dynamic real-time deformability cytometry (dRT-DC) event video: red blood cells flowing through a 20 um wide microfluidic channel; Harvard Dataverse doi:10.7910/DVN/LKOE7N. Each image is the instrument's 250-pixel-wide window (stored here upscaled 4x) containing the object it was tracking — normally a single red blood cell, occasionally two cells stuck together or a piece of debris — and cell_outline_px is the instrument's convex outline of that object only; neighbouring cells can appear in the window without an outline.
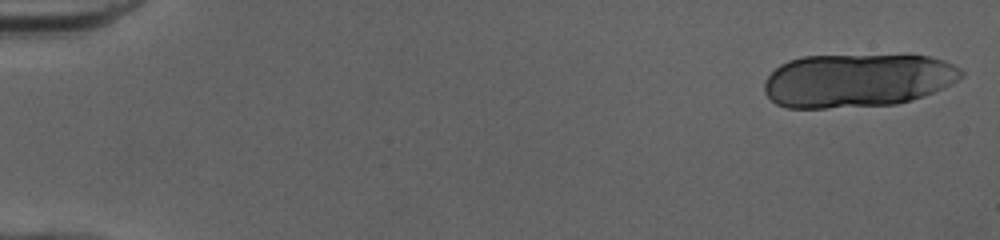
{"species": "human", "species_latin": "Homo sapiens", "temperature_condition": "cold", "stored_images_in_passage": 18, "camera_frame_rate_fps": 3000, "um_per_image_px": 0.085, "donor": {"sex": "female"}, "frame": {"image": 1, "passage_image": 1, "time_ms": 0.0, "image_size_px": [1000, 240], "cell_outline_px": [[964, 76], [944, 88], [924, 96], [912, 100], [896, 104], [824, 108], [788, 108], [776, 104], [764, 92], [764, 80], [780, 64], [788, 60], [804, 56], [928, 56], [944, 60], [960, 68], [964, 72]], "centroid_in_image_um": [72.87, 6.84], "position_along_channel_um": 12.1, "area_um2": 61.44}}